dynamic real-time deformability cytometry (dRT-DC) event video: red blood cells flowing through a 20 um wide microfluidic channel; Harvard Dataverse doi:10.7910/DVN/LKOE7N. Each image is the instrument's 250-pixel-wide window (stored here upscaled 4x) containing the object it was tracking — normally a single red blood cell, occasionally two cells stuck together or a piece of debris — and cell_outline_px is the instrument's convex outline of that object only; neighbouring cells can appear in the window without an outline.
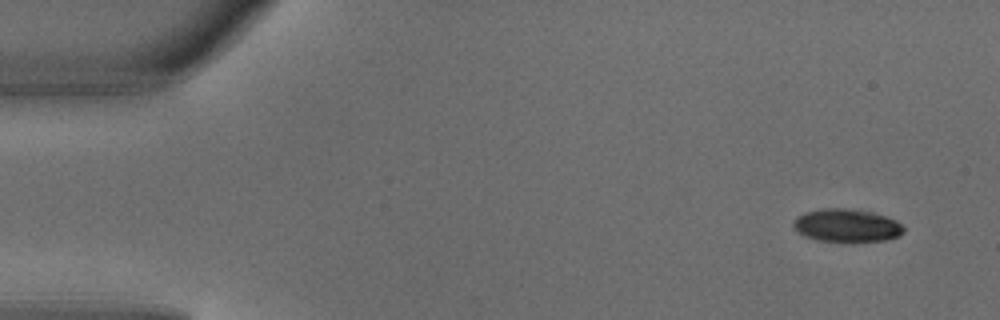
{"species": "common noctule bat (a hibernating species)", "species_latin": "Nyctalus noctula", "temperature_condition": "warm", "stored_images_in_passage": 5, "camera_frame_rate_fps": 3000, "um_per_image_px": 0.085, "animal": {"sex": "male", "body_mass_g": 18.8}, "frame": {"image": 1, "passage_image": 1, "time_ms": 0.0, "image_size_px": [1000, 320], "cell_outline_px": [[904, 232], [900, 236], [884, 240], [852, 244], [816, 240], [804, 236], [792, 224], [792, 220], [796, 216], [804, 212], [824, 208], [844, 208], [872, 212], [896, 220], [904, 228]], "centroid_in_image_um": [71.96, 19.2], "position_along_channel_um": 13.0, "area_um2": 21.79}}
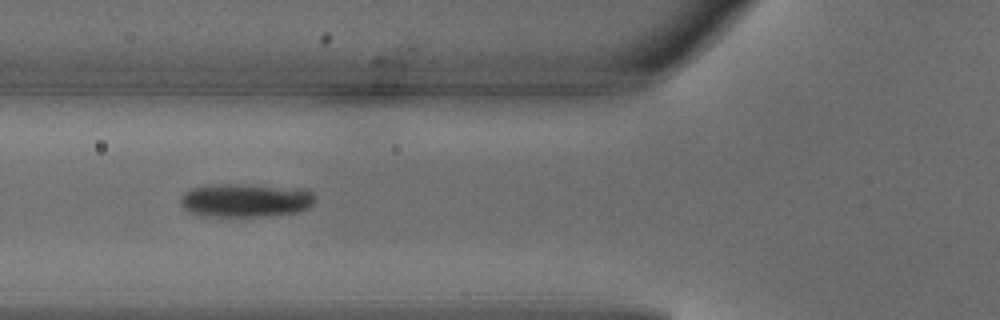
{"frame": {"image": 2, "passage_image": 4, "time_ms": 1.0, "image_size_px": [1000, 320], "cell_outline_px": [[316, 196], [312, 204], [308, 208], [300, 212], [264, 216], [204, 216], [188, 212], [180, 204], [180, 196], [184, 192], [192, 188], [220, 184], [240, 184], [304, 188], [312, 192]], "centroid_in_image_um": [20.89, 17.02], "position_along_channel_um": 104.9, "area_um2": 26.53}}
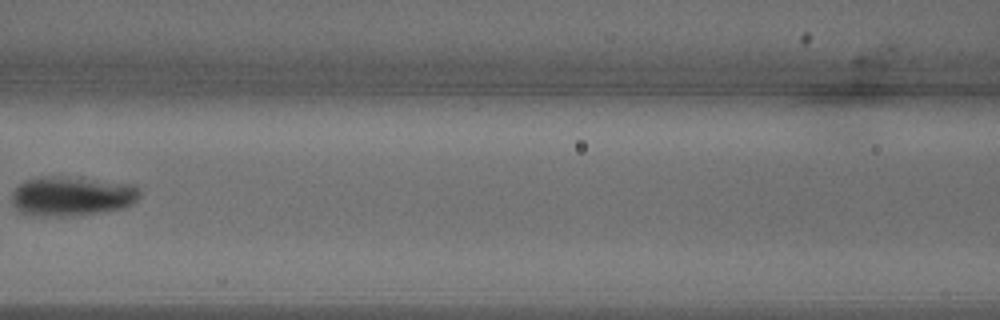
{"frame": {"image": 3, "passage_image": 5, "time_ms": 1.333, "image_size_px": [1000, 320], "cell_outline_px": [[140, 196], [132, 204], [124, 208], [100, 212], [64, 216], [28, 216], [20, 212], [12, 204], [12, 192], [20, 184], [28, 180], [44, 176], [48, 176], [132, 184], [140, 192]], "centroid_in_image_um": [6.06, 16.7], "position_along_channel_um": 160.5, "area_um2": 28.96}}